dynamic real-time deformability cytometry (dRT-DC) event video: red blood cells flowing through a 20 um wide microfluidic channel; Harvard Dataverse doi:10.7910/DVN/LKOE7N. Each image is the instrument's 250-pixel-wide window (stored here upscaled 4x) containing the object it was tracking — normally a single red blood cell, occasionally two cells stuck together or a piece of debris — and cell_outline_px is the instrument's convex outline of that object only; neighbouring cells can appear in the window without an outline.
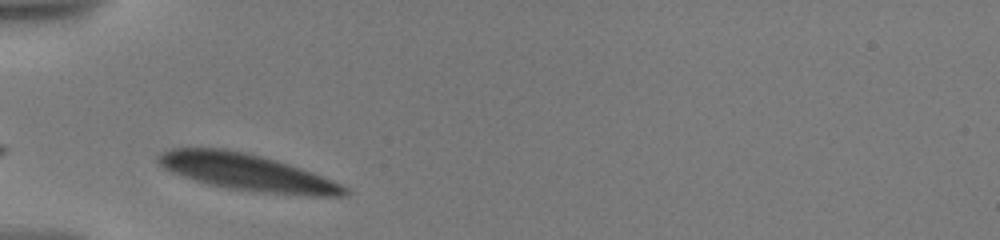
{"species": "human", "species_latin": "Homo sapiens", "temperature_condition": "warm", "stored_images_in_passage": 50, "camera_frame_rate_fps": 3000, "um_per_image_px": 0.085, "donor": {"sex": "male"}, "frame": {"image": 1, "passage_image": 1, "time_ms": 0.0, "image_size_px": [1000, 240], "cell_outline_px": [[348, 192], [344, 196], [312, 196], [264, 192], [232, 188], [208, 184], [172, 172], [164, 168], [156, 160], [156, 156], [160, 152], [172, 148], [224, 148], [244, 152], [276, 160], [300, 168], [340, 184], [348, 188]], "centroid_in_image_um": [20.95, 14.63], "position_along_channel_um": 64.1, "area_um2": 39.13}}
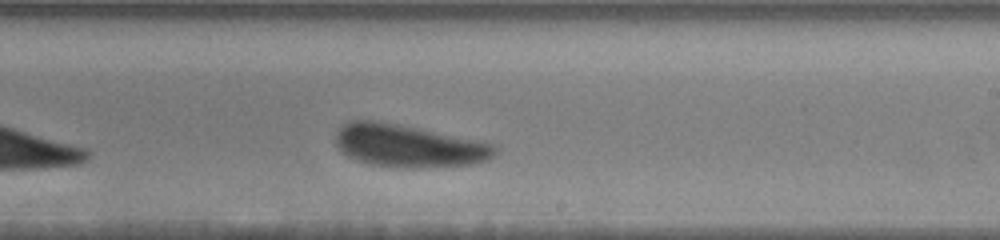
{"frame": {"image": 2, "passage_image": 27, "time_ms": 5.667, "image_size_px": [1000, 240], "cell_outline_px": [[500, 148], [488, 160], [472, 164], [428, 168], [396, 168], [372, 164], [348, 156], [336, 144], [336, 132], [348, 120], [372, 120], [396, 124], [416, 128], [492, 144]], "centroid_in_image_um": [34.71, 12.42], "position_along_channel_um": 254.3, "area_um2": 39.02}}
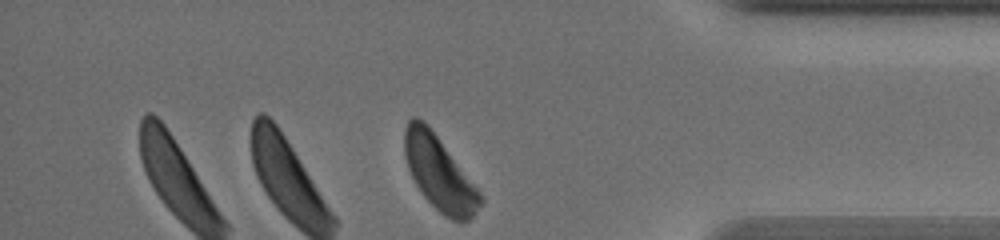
{"frame": {"image": 3, "passage_image": 48, "time_ms": 10.333, "image_size_px": [1000, 240], "cell_outline_px": [[484, 200], [472, 216], [468, 220], [460, 224], [452, 220], [440, 212], [420, 192], [408, 168], [404, 156], [404, 128], [408, 120], [412, 116], [416, 116], [424, 120], [428, 124], [480, 192]], "centroid_in_image_um": [37.31, 14.7], "position_along_channel_um": 397.9, "area_um2": 32.48}, "authors_computed_cell_mechanics": {"area_um2": 39.1306, "velocity_mm_per_s": 3.4638, "shape_relaxation_time_tau1_ms": 2.6621, "shape_relaxation_time_tau2_ms": null, "deformation_change_tau1": 0.1005, "deformation_change_tau2": null}}